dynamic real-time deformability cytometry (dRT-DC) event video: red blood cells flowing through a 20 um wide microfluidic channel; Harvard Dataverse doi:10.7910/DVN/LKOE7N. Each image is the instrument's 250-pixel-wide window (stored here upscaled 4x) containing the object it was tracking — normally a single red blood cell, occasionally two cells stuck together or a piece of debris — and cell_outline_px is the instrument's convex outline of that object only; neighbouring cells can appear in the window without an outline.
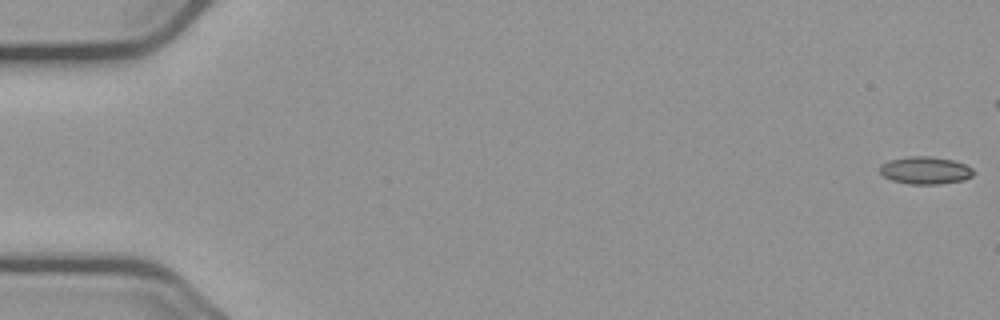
{"species": "common noctule bat (a hibernating species)", "species_latin": "Nyctalus noctula", "temperature_condition": "cold", "stored_images_in_passage": 9, "camera_frame_rate_fps": 3000, "um_per_image_px": 0.085, "animal": {"sex": "male", "body_mass_g": 23.1, "forearm_length_mm": 52.7}, "frame": {"image": 1, "passage_image": 1, "time_ms": 0.0, "image_size_px": [1000, 320], "cell_outline_px": [[976, 172], [972, 176], [964, 180], [940, 184], [908, 184], [892, 180], [884, 176], [880, 172], [880, 164], [888, 160], [908, 156], [932, 156], [952, 160], [964, 164], [972, 168]], "centroid_in_image_um": [78.65, 14.48], "position_along_channel_um": 6.3, "area_um2": 15.14}}